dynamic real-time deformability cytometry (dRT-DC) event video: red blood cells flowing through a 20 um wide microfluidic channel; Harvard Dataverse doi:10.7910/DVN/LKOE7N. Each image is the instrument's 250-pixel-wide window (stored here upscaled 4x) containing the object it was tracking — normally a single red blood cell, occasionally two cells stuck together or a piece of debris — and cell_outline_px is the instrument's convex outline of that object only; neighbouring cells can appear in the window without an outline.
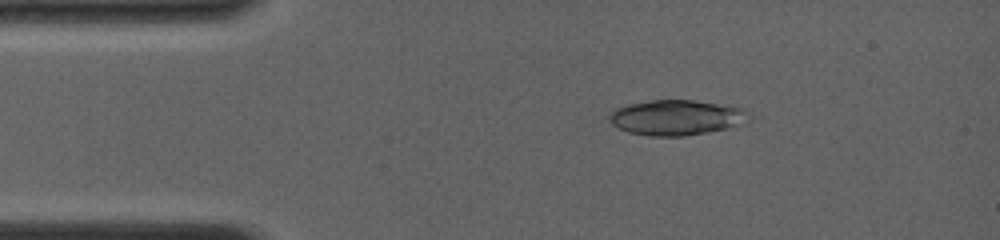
{"species": "common noctule bat (a hibernating species)", "species_latin": "Nyctalus noctula", "temperature_condition": "room temperature", "stored_images_in_passage": 10, "camera_frame_rate_fps": 4000, "um_per_image_px": 0.085, "animal": {"sex": "female", "body_mass_g": 19.0, "forearm_length_mm": 56.7}, "frame": {"image": 1, "passage_image": 1, "time_ms": 0.0, "image_size_px": [1000, 240], "cell_outline_px": [[752, 116], [740, 124], [708, 132], [684, 136], [648, 136], [628, 132], [612, 124], [608, 116], [616, 108], [628, 104], [652, 100], [696, 100], [732, 104], [744, 108]], "centroid_in_image_um": [57.54, 9.97], "position_along_channel_um": 27.5, "area_um2": 28.9}}